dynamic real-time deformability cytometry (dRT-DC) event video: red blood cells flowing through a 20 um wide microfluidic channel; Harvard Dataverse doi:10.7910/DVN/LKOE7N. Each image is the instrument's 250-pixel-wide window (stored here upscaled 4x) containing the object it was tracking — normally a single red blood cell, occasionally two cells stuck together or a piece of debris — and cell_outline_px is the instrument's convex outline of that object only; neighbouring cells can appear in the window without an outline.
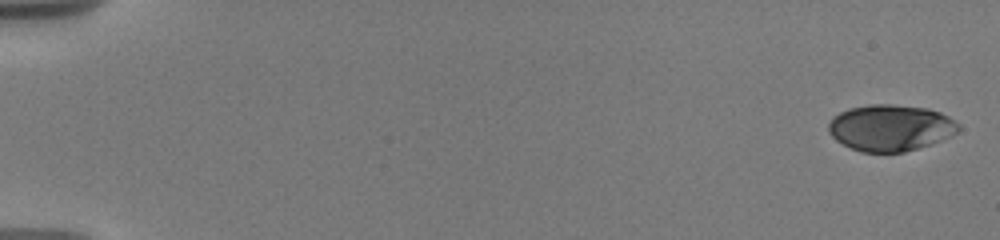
{"species": "human", "species_latin": "Homo sapiens", "temperature_condition": "warm", "stored_images_in_passage": 74, "camera_frame_rate_fps": 3000, "um_per_image_px": 0.085, "donor": {"sex": "male"}, "frame": {"image": 1, "passage_image": 1, "time_ms": 0.0, "image_size_px": [1000, 240], "cell_outline_px": [[960, 128], [952, 136], [904, 152], [860, 152], [836, 140], [828, 132], [828, 124], [832, 116], [840, 112], [852, 108], [868, 104], [892, 104], [928, 108], [940, 112], [948, 116], [960, 124]], "centroid_in_image_um": [75.68, 10.85], "position_along_channel_um": 9.3, "area_um2": 35.08}}
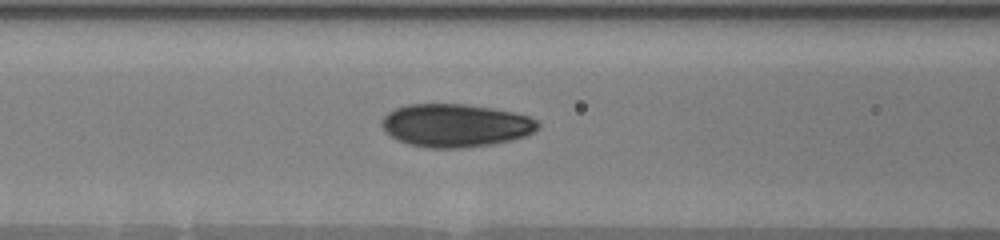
{"frame": {"image": 2, "passage_image": 32, "time_ms": 8.0, "image_size_px": [1000, 240], "cell_outline_px": [[540, 128], [524, 136], [512, 140], [464, 148], [428, 148], [408, 144], [384, 132], [380, 124], [384, 116], [388, 112], [396, 108], [408, 104], [464, 104], [492, 108], [512, 112], [528, 116], [536, 120], [540, 124]], "centroid_in_image_um": [38.7, 10.66], "position_along_channel_um": 127.9, "area_um2": 39.13}}
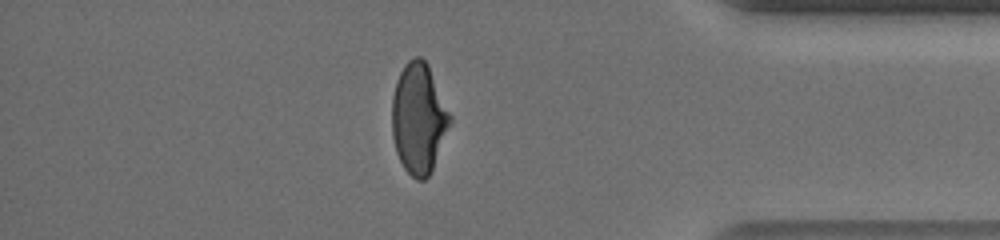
{"frame": {"image": 3, "passage_image": 63, "time_ms": 16.0, "image_size_px": [1000, 240], "cell_outline_px": [[452, 120], [432, 168], [428, 176], [424, 180], [416, 180], [404, 168], [396, 152], [392, 136], [392, 96], [396, 80], [404, 64], [408, 60], [416, 56], [420, 56], [428, 64], [452, 116]], "centroid_in_image_um": [35.58, 10.03], "position_along_channel_um": 399.6, "area_um2": 37.28}, "authors_computed_cell_mechanics": {"area_um2": 37.2232, "velocity_mm_per_s": 3.6645, "shape_relaxation_time_tau1_ms": 4.1304, "shape_relaxation_time_tau2_ms": 0.8417, "deformation_change_tau1": 0.1691, "deformation_change_tau2": 0.0462}}